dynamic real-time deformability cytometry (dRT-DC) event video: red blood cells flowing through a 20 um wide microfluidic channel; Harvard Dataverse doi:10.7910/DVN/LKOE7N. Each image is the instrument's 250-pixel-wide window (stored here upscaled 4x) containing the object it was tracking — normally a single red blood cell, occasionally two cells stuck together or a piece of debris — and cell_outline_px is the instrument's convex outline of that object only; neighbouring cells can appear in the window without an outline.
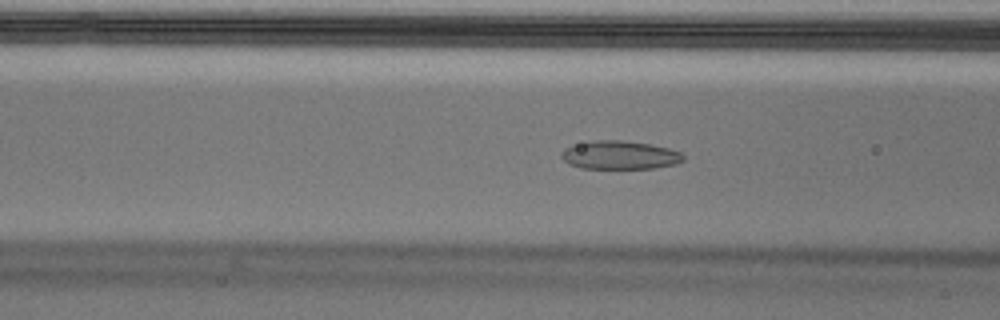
{"species": "Egyptian fruit bat (a non-hibernating species)", "species_latin": "Rousettus aegyptiacus", "temperature_condition": "cold", "stored_images_in_passage": 55, "camera_frame_rate_fps": 3000, "um_per_image_px": 0.085, "animal": {"sex": "male"}, "frame": {"image": 1, "passage_image": 21, "time_ms": 6.667, "image_size_px": [1000, 320], "cell_outline_px": [[684, 160], [676, 164], [656, 168], [580, 168], [568, 164], [560, 156], [560, 152], [564, 148], [588, 140], [620, 140], [652, 144], [668, 148], [680, 152], [684, 156]], "centroid_in_image_um": [52.65, 13.17], "position_along_channel_um": 113.9, "area_um2": 20.4}}
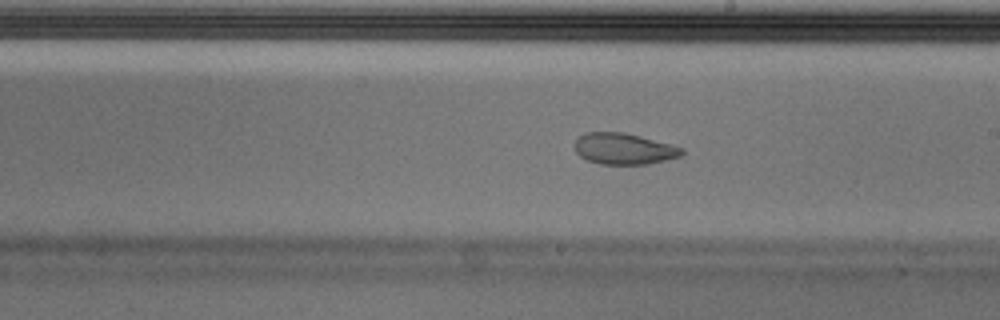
{"frame": {"image": 2, "passage_image": 31, "time_ms": 10.0, "image_size_px": [1000, 320], "cell_outline_px": [[684, 152], [680, 156], [648, 164], [600, 164], [588, 160], [580, 156], [576, 152], [576, 140], [584, 132], [624, 132], [672, 144], [684, 148]], "centroid_in_image_um": [53.05, 12.64], "position_along_channel_um": 236.0, "area_um2": 19.42}}
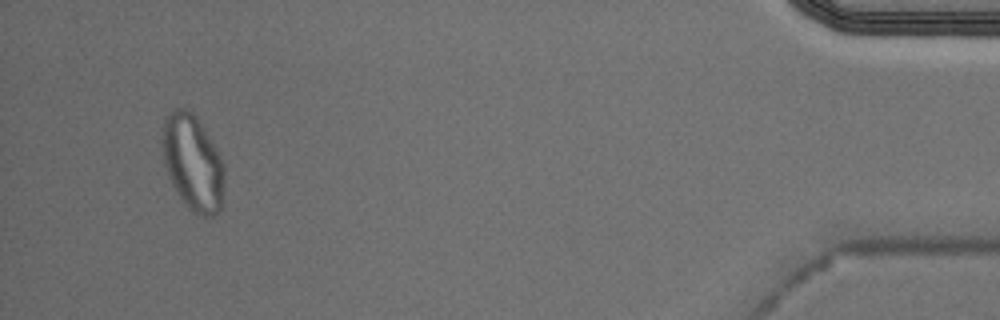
{"frame": {"image": 3, "passage_image": 52, "time_ms": 17.0, "image_size_px": [1000, 320], "cell_outline_px": [[224, 192], [220, 208], [208, 220], [196, 216], [184, 204], [172, 184], [168, 176], [164, 164], [160, 148], [160, 140], [164, 116], [172, 108], [184, 108], [192, 112], [196, 116], [204, 128], [220, 156], [224, 168]], "centroid_in_image_um": [16.34, 13.83], "position_along_channel_um": 418.9, "area_um2": 35.55}, "authors_computed_cell_mechanics": {"area_um2": 22.0796, "velocity_mm_per_s": 3.6527, "shape_relaxation_time_tau1_ms": null, "shape_relaxation_time_tau2_ms": 1.7473, "deformation_change_tau1": null, "deformation_change_tau2": 0.0614}}